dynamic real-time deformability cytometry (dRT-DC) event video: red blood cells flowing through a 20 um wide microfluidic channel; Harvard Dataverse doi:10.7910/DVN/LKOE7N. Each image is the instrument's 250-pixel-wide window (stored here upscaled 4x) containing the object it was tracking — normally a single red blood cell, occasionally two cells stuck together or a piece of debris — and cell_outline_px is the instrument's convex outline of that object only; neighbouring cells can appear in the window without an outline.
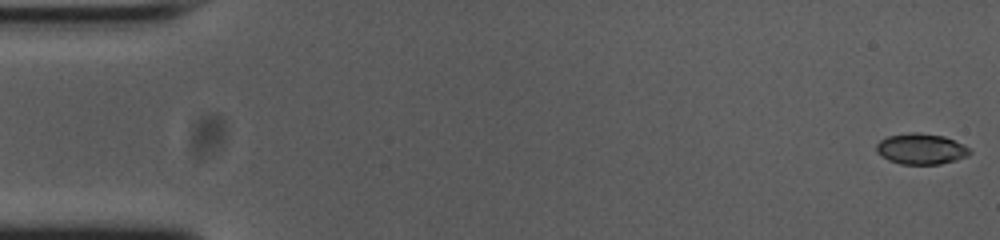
{"species": "common noctule bat (a hibernating species)", "species_latin": "Nyctalus noctula", "temperature_condition": "cold", "stored_images_in_passage": 54, "camera_frame_rate_fps": 3000, "um_per_image_px": 0.085, "animal": {"sex": "female", "body_mass_g": 23.0, "forearm_length_mm": 53.4}, "frame": {"image": 1, "passage_image": 1, "time_ms": 0.0, "image_size_px": [1000, 240], "cell_outline_px": [[972, 152], [968, 156], [956, 160], [940, 164], [900, 164], [888, 160], [880, 156], [876, 152], [876, 144], [880, 140], [888, 136], [912, 132], [920, 132], [944, 136], [964, 144]], "centroid_in_image_um": [78.28, 12.66], "position_along_channel_um": 6.7, "area_um2": 16.94}}
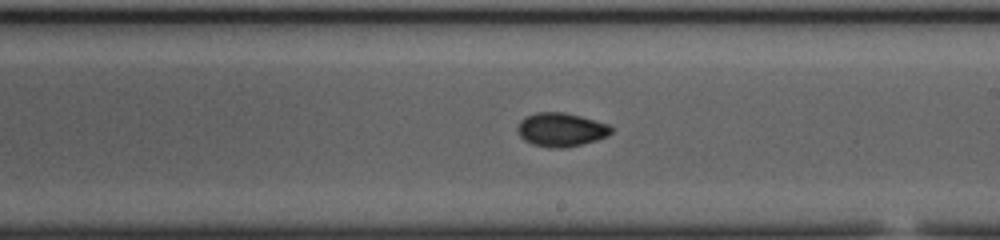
{"frame": {"image": 2, "passage_image": 31, "time_ms": 10.0, "image_size_px": [1000, 240], "cell_outline_px": [[612, 132], [608, 136], [596, 140], [564, 148], [548, 148], [532, 144], [524, 140], [520, 136], [516, 128], [520, 120], [524, 116], [536, 112], [564, 112], [580, 116], [608, 124], [612, 128]], "centroid_in_image_um": [47.65, 11.02], "position_along_channel_um": 241.4, "area_um2": 18.5}}
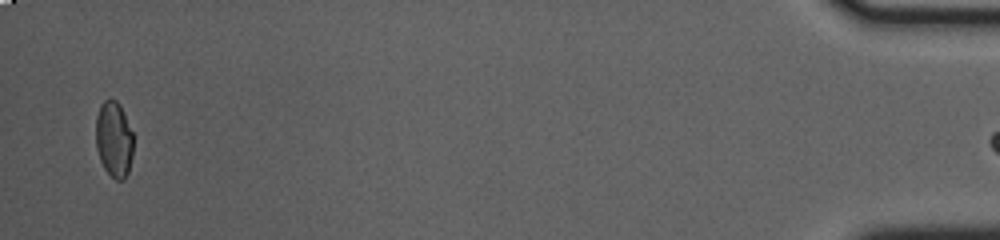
{"frame": {"image": 3, "passage_image": 53, "time_ms": 17.333, "image_size_px": [1000, 240], "cell_outline_px": [[132, 156], [128, 172], [124, 180], [116, 180], [104, 168], [100, 160], [96, 148], [96, 116], [100, 104], [104, 100], [116, 100], [120, 104], [132, 132]], "centroid_in_image_um": [9.67, 11.84], "position_along_channel_um": 425.5, "area_um2": 16.53}}